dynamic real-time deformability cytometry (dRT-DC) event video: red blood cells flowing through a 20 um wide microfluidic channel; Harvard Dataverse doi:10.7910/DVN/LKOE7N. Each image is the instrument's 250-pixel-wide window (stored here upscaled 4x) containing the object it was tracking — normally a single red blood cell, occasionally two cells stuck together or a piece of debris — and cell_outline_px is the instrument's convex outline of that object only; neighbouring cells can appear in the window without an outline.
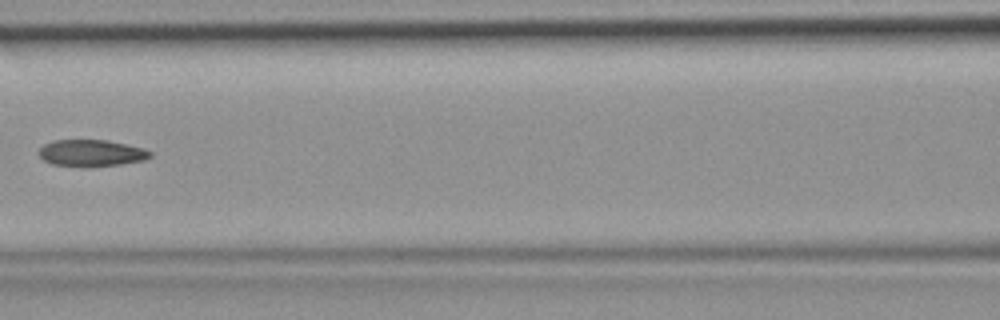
{"species": "common noctule bat (a hibernating species)", "species_latin": "Nyctalus noctula", "temperature_condition": "room temperature", "stored_images_in_passage": 7, "camera_frame_rate_fps": 3000, "um_per_image_px": 0.085, "animal": {"sex": "female", "body_mass_g": 19.9}, "frame": {"image": 1, "passage_image": 7, "time_ms": 2.0, "image_size_px": [1000, 320], "cell_outline_px": [[152, 156], [144, 160], [120, 164], [92, 168], [84, 168], [52, 164], [44, 160], [36, 152], [44, 144], [52, 140], [108, 140], [128, 144], [144, 148], [152, 152]], "centroid_in_image_um": [7.76, 13.02], "position_along_channel_um": 158.8, "area_um2": 17.8}}